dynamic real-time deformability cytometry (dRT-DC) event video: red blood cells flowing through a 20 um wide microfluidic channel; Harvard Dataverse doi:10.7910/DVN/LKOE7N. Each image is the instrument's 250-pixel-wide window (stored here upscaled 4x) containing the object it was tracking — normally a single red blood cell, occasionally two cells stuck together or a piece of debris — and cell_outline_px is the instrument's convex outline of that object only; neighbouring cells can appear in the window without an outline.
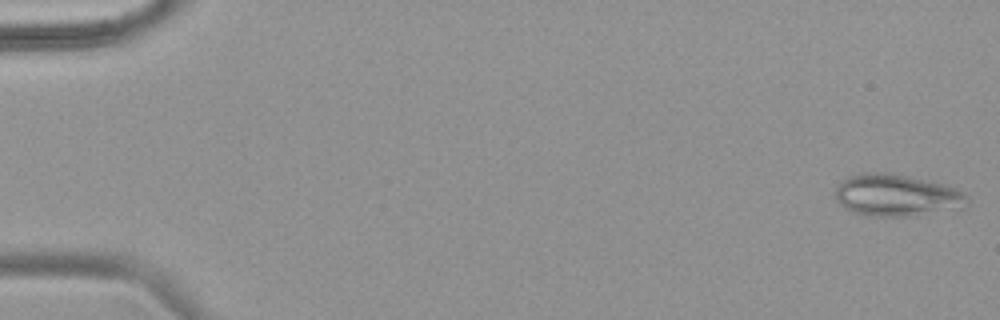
{"species": "common noctule bat (a hibernating species)", "species_latin": "Nyctalus noctula", "temperature_condition": "warm", "stored_images_in_passage": 53, "camera_frame_rate_fps": 3000, "um_per_image_px": 0.085, "animal": {"sex": "female", "body_mass_g": 18.4}, "frame": {"image": 1, "passage_image": 1, "time_ms": 0.0, "image_size_px": [1000, 320], "cell_outline_px": [[968, 204], [964, 208], [916, 216], [864, 216], [852, 212], [844, 208], [836, 200], [836, 188], [840, 180], [848, 176], [860, 172], [888, 172], [908, 176], [944, 184], [956, 188], [964, 192], [968, 196]], "centroid_in_image_um": [76.21, 16.6], "position_along_channel_um": 8.8, "area_um2": 32.95}}
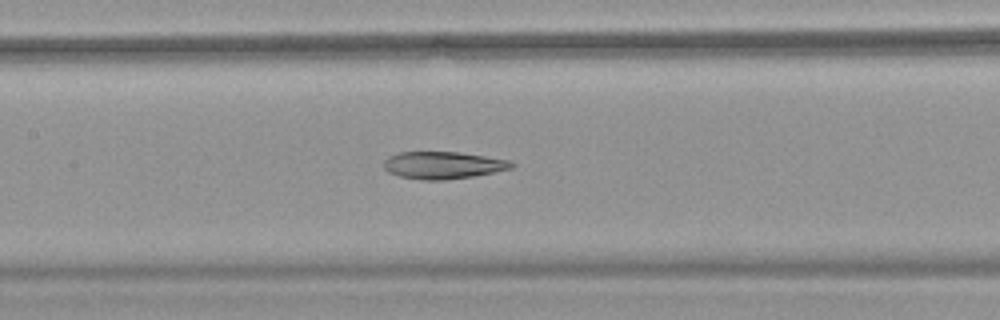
{"frame": {"image": 2, "passage_image": 26, "time_ms": 8.333, "image_size_px": [1000, 320], "cell_outline_px": [[516, 164], [512, 168], [472, 176], [444, 180], [424, 180], [400, 176], [388, 172], [384, 168], [384, 160], [388, 156], [400, 152], [460, 152], [508, 160]], "centroid_in_image_um": [37.63, 14.03], "position_along_channel_um": 169.8, "area_um2": 20.11}}
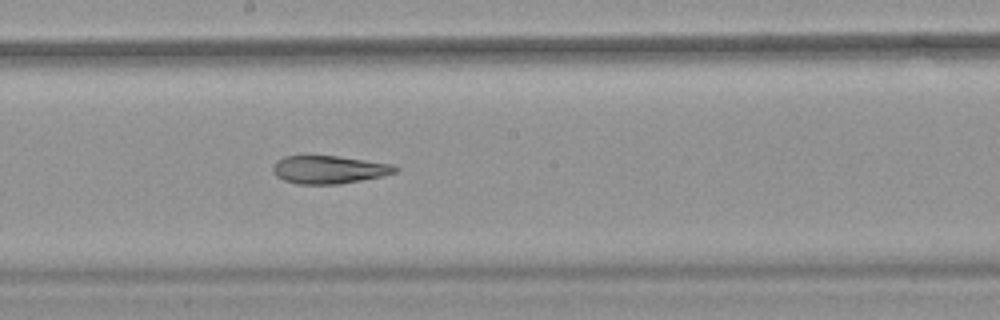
{"frame": {"image": 3, "passage_image": 30, "time_ms": 9.667, "image_size_px": [1000, 320], "cell_outline_px": [[400, 168], [396, 172], [380, 176], [340, 184], [296, 184], [284, 180], [276, 176], [272, 168], [272, 164], [276, 160], [284, 156], [336, 156], [392, 164]], "centroid_in_image_um": [27.92, 14.42], "position_along_channel_um": 220.3, "area_um2": 19.83}, "authors_computed_cell_mechanics": {"area_um2": 24.6228, "velocity_mm_per_s": 3.8058, "shape_relaxation_time_tau1_ms": null, "shape_relaxation_time_tau2_ms": 4.9251, "deformation_change_tau1": null, "deformation_change_tau2": 0.1368}}